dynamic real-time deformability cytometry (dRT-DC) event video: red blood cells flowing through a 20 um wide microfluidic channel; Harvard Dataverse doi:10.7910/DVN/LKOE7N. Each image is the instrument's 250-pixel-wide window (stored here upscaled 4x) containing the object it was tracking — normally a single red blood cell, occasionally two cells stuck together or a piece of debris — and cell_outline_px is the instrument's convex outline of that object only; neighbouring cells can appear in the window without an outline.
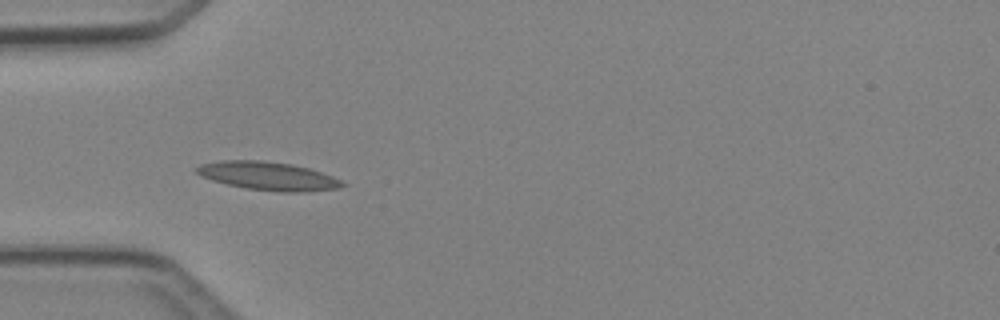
{"species": "Egyptian fruit bat (a non-hibernating species)", "species_latin": "Rousettus aegyptiacus", "temperature_condition": "cold", "stored_images_in_passage": 4, "camera_frame_rate_fps": 3000, "um_per_image_px": 0.085, "animal": {"sex": "female"}, "frame": {"image": 1, "passage_image": 1, "time_ms": 0.0, "image_size_px": [1000, 320], "cell_outline_px": [[348, 184], [340, 188], [304, 192], [280, 192], [248, 188], [228, 184], [212, 180], [200, 176], [192, 168], [200, 164], [220, 160], [260, 160], [292, 164], [308, 168], [332, 176]], "centroid_in_image_um": [22.77, 14.95], "position_along_channel_um": 62.2, "area_um2": 24.16}}
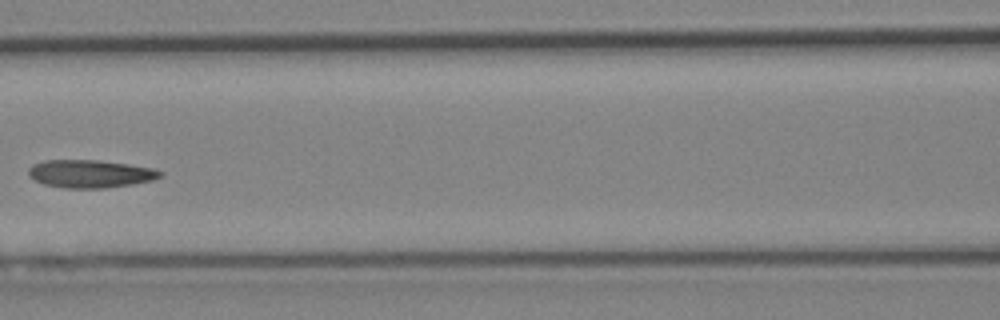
{"frame": {"image": 2, "passage_image": 3, "time_ms": 2.333, "image_size_px": [1000, 320], "cell_outline_px": [[164, 176], [152, 180], [132, 184], [104, 188], [64, 188], [44, 184], [32, 180], [28, 176], [28, 168], [32, 164], [44, 160], [100, 160], [128, 164], [152, 168], [164, 172]], "centroid_in_image_um": [7.64, 14.77], "position_along_channel_um": 159.0, "area_um2": 21.62}}
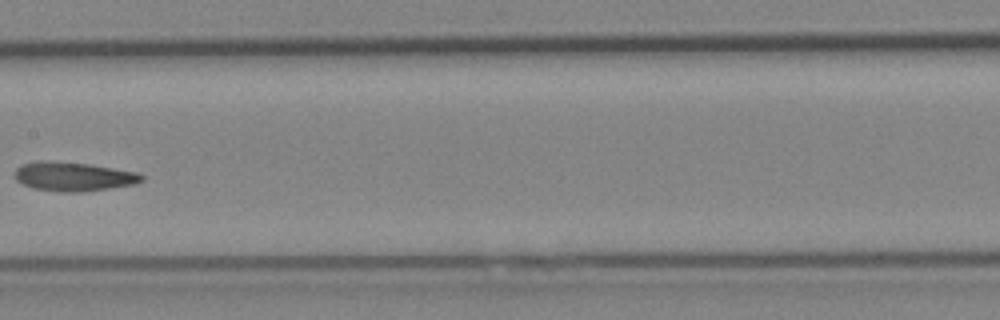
{"frame": {"image": 3, "passage_image": 4, "time_ms": 3.333, "image_size_px": [1000, 320], "cell_outline_px": [[144, 180], [136, 184], [80, 192], [60, 192], [32, 188], [16, 180], [16, 168], [24, 164], [40, 160], [44, 160], [88, 164], [136, 172], [144, 176]], "centroid_in_image_um": [6.25, 15.01], "position_along_channel_um": 201.2, "area_um2": 21.27}}